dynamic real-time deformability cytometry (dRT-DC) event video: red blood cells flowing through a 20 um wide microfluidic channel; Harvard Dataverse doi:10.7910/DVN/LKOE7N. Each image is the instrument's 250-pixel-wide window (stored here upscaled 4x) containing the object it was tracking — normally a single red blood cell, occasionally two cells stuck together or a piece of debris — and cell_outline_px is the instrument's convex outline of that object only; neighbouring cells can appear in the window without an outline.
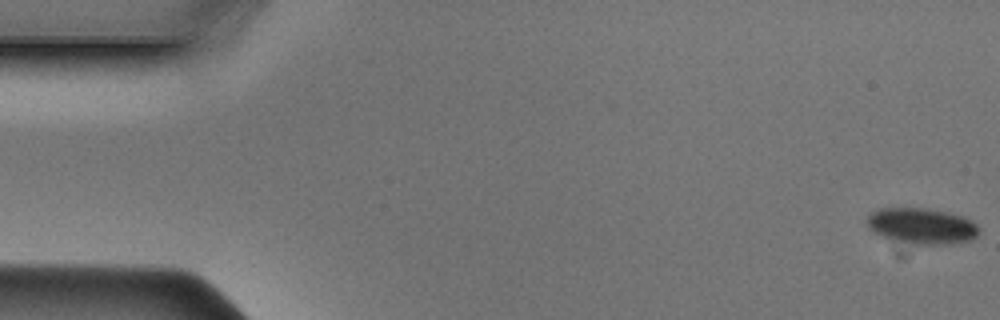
{"species": "Egyptian fruit bat (a non-hibernating species)", "species_latin": "Rousettus aegyptiacus", "temperature_condition": "cold", "stored_images_in_passage": 48, "camera_frame_rate_fps": 3000, "um_per_image_px": 0.085, "animal": {"sex": "male"}, "frame": {"image": 1, "passage_image": 1, "time_ms": 0.0, "image_size_px": [1000, 320], "cell_outline_px": [[980, 232], [972, 240], [948, 244], [916, 244], [880, 236], [868, 228], [868, 216], [872, 212], [880, 208], [928, 208], [948, 212], [964, 216], [976, 224]], "centroid_in_image_um": [78.38, 19.2], "position_along_channel_um": 6.6, "area_um2": 23.35}}
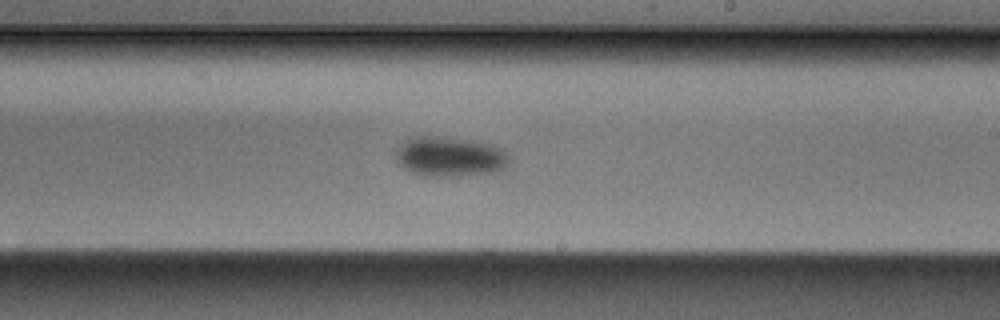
{"frame": {"image": 2, "passage_image": 28, "time_ms": 9.0, "image_size_px": [1000, 320], "cell_outline_px": [[508, 160], [504, 168], [492, 172], [456, 176], [432, 176], [412, 172], [404, 168], [396, 160], [396, 148], [408, 140], [416, 136], [444, 136], [492, 144], [500, 148], [508, 156]], "centroid_in_image_um": [38.21, 13.3], "position_along_channel_um": 250.8, "area_um2": 25.95}}
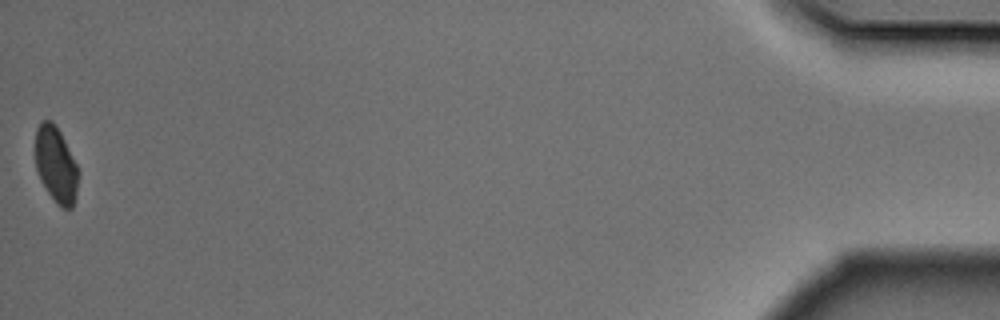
{"frame": {"image": 3, "passage_image": 48, "time_ms": 15.667, "image_size_px": [1000, 320], "cell_outline_px": [[80, 172], [76, 196], [72, 208], [60, 208], [56, 204], [40, 180], [36, 168], [36, 128], [44, 120], [52, 120], [60, 132]], "centroid_in_image_um": [4.77, 14.04], "position_along_channel_um": 430.4, "area_um2": 19.02}}